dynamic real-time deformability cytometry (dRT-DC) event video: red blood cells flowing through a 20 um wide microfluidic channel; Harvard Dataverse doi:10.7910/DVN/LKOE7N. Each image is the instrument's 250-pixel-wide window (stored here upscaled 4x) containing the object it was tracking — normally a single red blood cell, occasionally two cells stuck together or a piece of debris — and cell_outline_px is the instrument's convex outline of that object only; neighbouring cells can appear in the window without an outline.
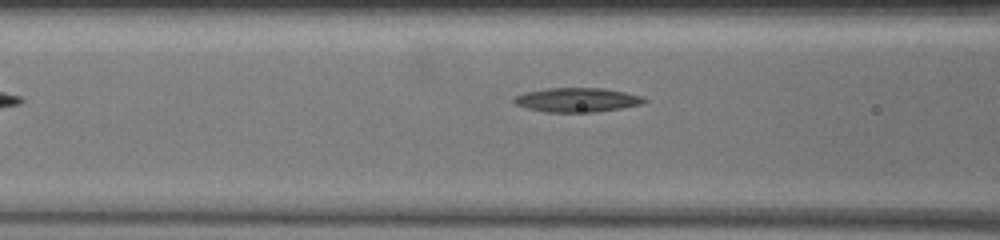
{"species": "common noctule bat (a hibernating species)", "species_latin": "Nyctalus noctula", "temperature_condition": "warm", "stored_images_in_passage": 29, "camera_frame_rate_fps": 3000, "um_per_image_px": 0.085, "animal": {"sex": "female", "body_mass_g": 19.5, "forearm_length_mm": 54.1}, "frame": {"image": 1, "passage_image": 4, "time_ms": 0.667, "image_size_px": [1000, 240], "cell_outline_px": [[648, 100], [640, 104], [620, 108], [596, 112], [548, 112], [528, 108], [516, 104], [512, 100], [516, 96], [524, 92], [548, 88], [604, 88], [624, 92], [640, 96]], "centroid_in_image_um": [49.03, 8.49], "position_along_channel_um": 117.6, "area_um2": 18.15}}
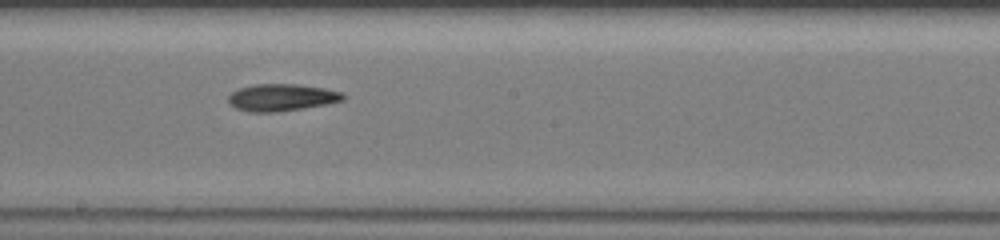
{"frame": {"image": 2, "passage_image": 15, "time_ms": 3.333, "image_size_px": [1000, 240], "cell_outline_px": [[344, 100], [324, 104], [276, 112], [248, 112], [236, 108], [228, 100], [228, 96], [232, 92], [240, 88], [256, 84], [296, 84], [324, 88], [340, 92], [344, 96]], "centroid_in_image_um": [23.9, 8.28], "position_along_channel_um": 224.3, "area_um2": 17.74}}
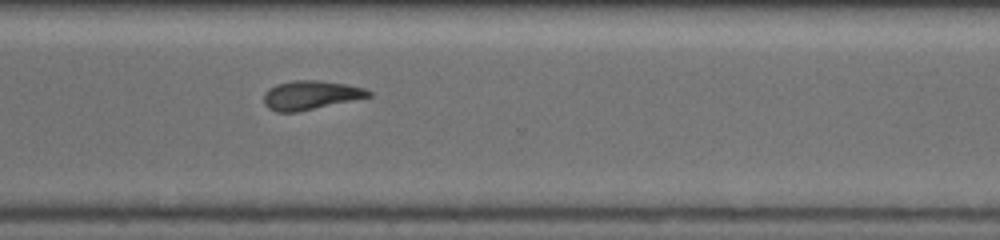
{"frame": {"image": 3, "passage_image": 21, "time_ms": 6.333, "image_size_px": [1000, 240], "cell_outline_px": [[372, 96], [296, 112], [276, 112], [268, 108], [264, 104], [264, 96], [276, 84], [292, 80], [316, 80], [344, 84], [364, 88], [372, 92]], "centroid_in_image_um": [26.4, 8.09], "position_along_channel_um": 344.2, "area_um2": 17.34}}